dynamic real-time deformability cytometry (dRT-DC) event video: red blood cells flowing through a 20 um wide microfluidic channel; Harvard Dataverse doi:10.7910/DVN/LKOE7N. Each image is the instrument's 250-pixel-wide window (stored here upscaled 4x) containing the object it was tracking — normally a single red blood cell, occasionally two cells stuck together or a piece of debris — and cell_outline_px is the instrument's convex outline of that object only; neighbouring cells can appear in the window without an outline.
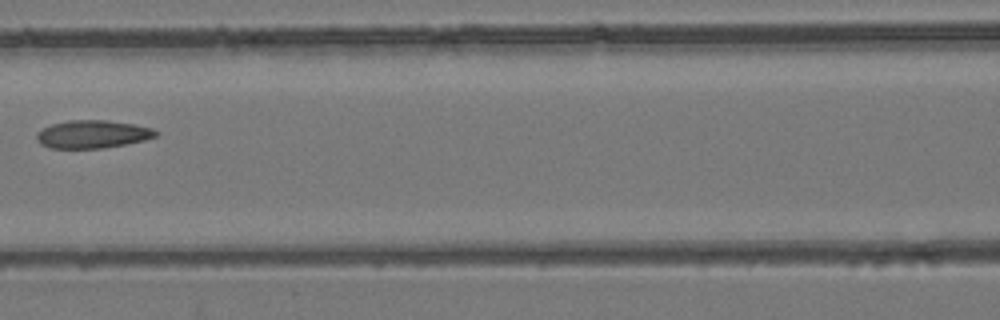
{"species": "common noctule bat (a hibernating species)", "species_latin": "Nyctalus noctula", "temperature_condition": "room temperature", "stored_images_in_passage": 6, "camera_frame_rate_fps": 3000, "um_per_image_px": 0.085, "animal": {"sex": "female", "body_mass_g": 24.6, "forearm_length_mm": 56.2}, "frame": {"image": 1, "passage_image": 6, "time_ms": 1.667, "image_size_px": [1000, 320], "cell_outline_px": [[160, 132], [156, 136], [144, 140], [124, 144], [100, 148], [48, 148], [40, 144], [36, 140], [36, 132], [52, 124], [68, 120], [108, 120], [132, 124], [152, 128]], "centroid_in_image_um": [7.84, 11.4], "position_along_channel_um": 158.8, "area_um2": 19.36}}